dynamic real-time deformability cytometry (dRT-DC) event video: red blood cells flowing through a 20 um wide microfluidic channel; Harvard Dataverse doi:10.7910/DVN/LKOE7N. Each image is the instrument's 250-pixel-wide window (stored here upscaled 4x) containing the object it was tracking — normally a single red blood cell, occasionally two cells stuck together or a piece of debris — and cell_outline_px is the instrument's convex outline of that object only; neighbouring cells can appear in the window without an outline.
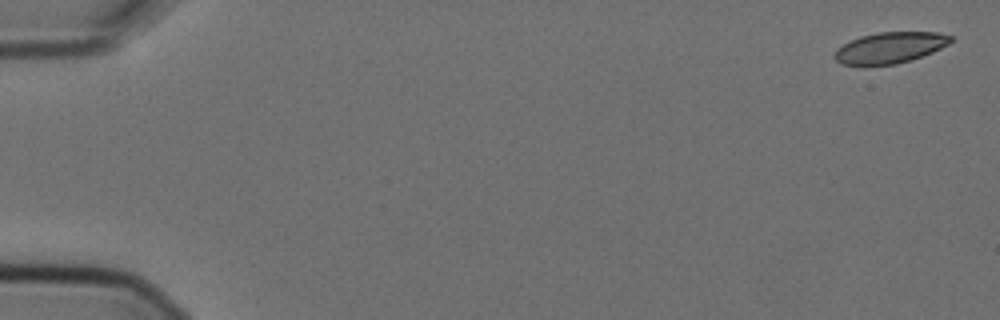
{"species": "Egyptian fruit bat (a non-hibernating species)", "species_latin": "Rousettus aegyptiacus", "temperature_condition": "cold", "stored_images_in_passage": 4, "camera_frame_rate_fps": 3000, "um_per_image_px": 0.085, "animal": {"sex": "female"}, "frame": {"image": 1, "passage_image": 1, "time_ms": 0.0, "image_size_px": [1000, 320], "cell_outline_px": [[952, 40], [948, 44], [932, 52], [896, 64], [840, 64], [832, 56], [836, 48], [860, 36], [880, 32], [936, 32], [952, 36]], "centroid_in_image_um": [75.62, 4.04], "position_along_channel_um": 9.4, "area_um2": 20.63}}